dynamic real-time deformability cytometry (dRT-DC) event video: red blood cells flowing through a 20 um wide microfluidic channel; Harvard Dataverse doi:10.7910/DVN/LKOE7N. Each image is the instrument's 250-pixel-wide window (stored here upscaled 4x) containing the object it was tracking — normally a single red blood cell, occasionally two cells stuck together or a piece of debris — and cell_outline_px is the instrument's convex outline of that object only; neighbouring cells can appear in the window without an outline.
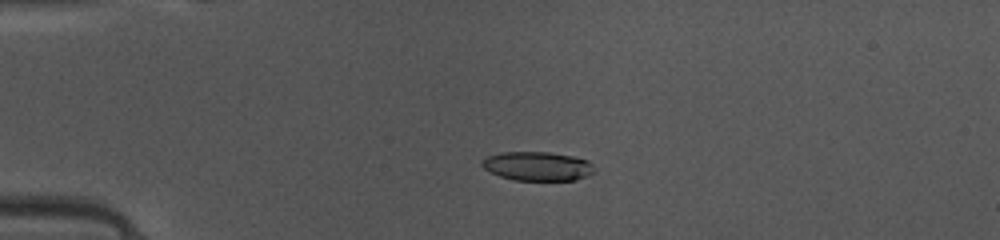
{"species": "common noctule bat (a hibernating species)", "species_latin": "Nyctalus noctula", "temperature_condition": "warm", "stored_images_in_passage": 49, "camera_frame_rate_fps": 3000, "um_per_image_px": 0.085, "animal": {"sex": "female", "body_mass_g": 10.0, "forearm_length_mm": 53.1}, "frame": {"image": 1, "passage_image": 12, "time_ms": 3.667, "image_size_px": [1000, 240], "cell_outline_px": [[596, 172], [588, 176], [576, 180], [512, 180], [500, 176], [484, 168], [480, 164], [488, 156], [500, 152], [548, 152], [572, 156], [588, 160], [592, 164]], "centroid_in_image_um": [45.73, 14.13], "position_along_channel_um": 39.3, "area_um2": 19.02}}
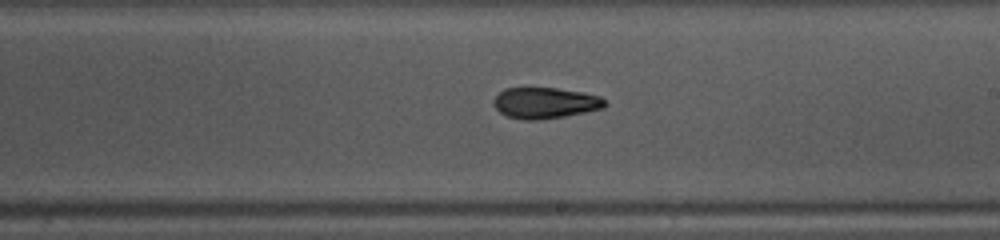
{"frame": {"image": 2, "passage_image": 29, "time_ms": 9.333, "image_size_px": [1000, 240], "cell_outline_px": [[608, 104], [604, 108], [564, 116], [540, 120], [524, 120], [508, 116], [500, 112], [492, 104], [492, 100], [504, 88], [556, 88], [584, 92], [600, 96]], "centroid_in_image_um": [46.34, 8.75], "position_along_channel_um": 242.7, "area_um2": 20.17}}
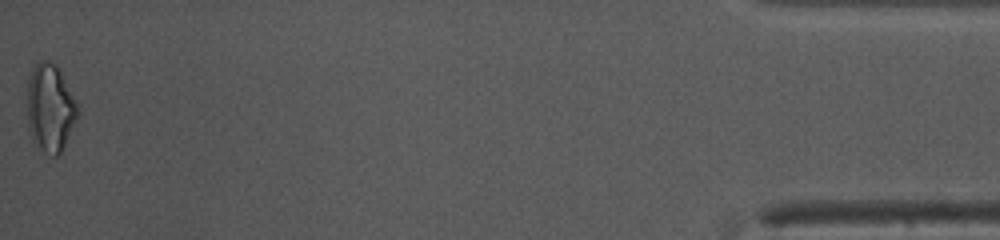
{"frame": {"image": 3, "passage_image": 49, "time_ms": 16.0, "image_size_px": [1000, 240], "cell_outline_px": [[80, 112], [60, 152], [56, 156], [52, 156], [44, 152], [32, 140], [28, 132], [28, 80], [32, 68], [40, 60], [48, 60], [56, 64]], "centroid_in_image_um": [4.24, 9.18], "position_along_channel_um": 431.0, "area_um2": 25.37}, "authors_computed_cell_mechanics": {"area_um2": 19.941, "velocity_mm_per_s": 4.1359, "shape_relaxation_time_tau1_ms": 6.257, "shape_relaxation_time_tau2_ms": 3.1889, "deformation_change_tau1": 0.2014, "deformation_change_tau2": 0.1037}}